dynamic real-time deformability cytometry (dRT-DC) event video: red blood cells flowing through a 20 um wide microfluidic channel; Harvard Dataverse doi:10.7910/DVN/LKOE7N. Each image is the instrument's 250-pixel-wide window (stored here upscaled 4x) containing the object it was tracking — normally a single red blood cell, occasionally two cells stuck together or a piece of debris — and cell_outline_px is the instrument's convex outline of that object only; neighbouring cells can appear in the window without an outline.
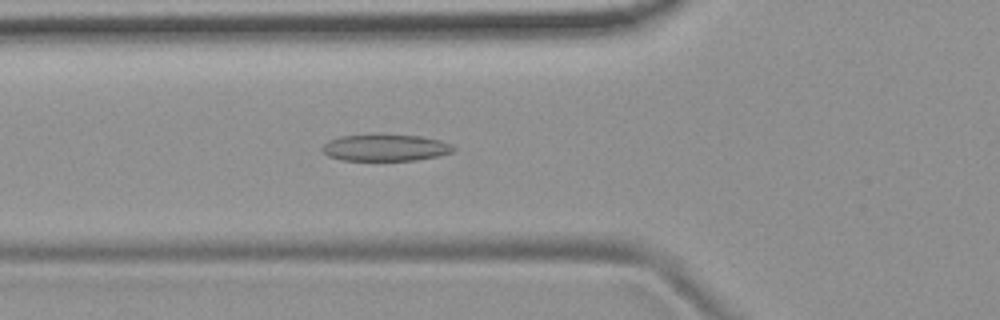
{"species": "common noctule bat (a hibernating species)", "species_latin": "Nyctalus noctula", "temperature_condition": "room temperature", "stored_images_in_passage": 54, "camera_frame_rate_fps": 3000, "um_per_image_px": 0.085, "animal": {"sex": "female", "body_mass_g": 19.9}, "frame": {"image": 1, "passage_image": 19, "time_ms": 6.0, "image_size_px": [1000, 320], "cell_outline_px": [[456, 148], [452, 152], [436, 156], [416, 160], [340, 160], [328, 156], [320, 148], [328, 140], [340, 136], [420, 136], [440, 140]], "centroid_in_image_um": [32.72, 12.58], "position_along_channel_um": 93.1, "area_um2": 19.83}}
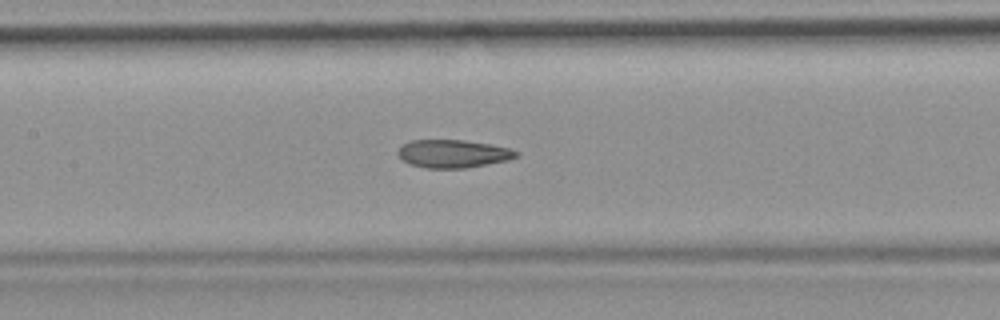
{"frame": {"image": 2, "passage_image": 25, "time_ms": 8.0, "image_size_px": [1000, 320], "cell_outline_px": [[520, 156], [508, 160], [468, 168], [424, 168], [408, 164], [396, 152], [404, 144], [412, 140], [464, 140], [488, 144], [508, 148], [520, 152]], "centroid_in_image_um": [38.53, 13.07], "position_along_channel_um": 168.9, "area_um2": 19.31}}
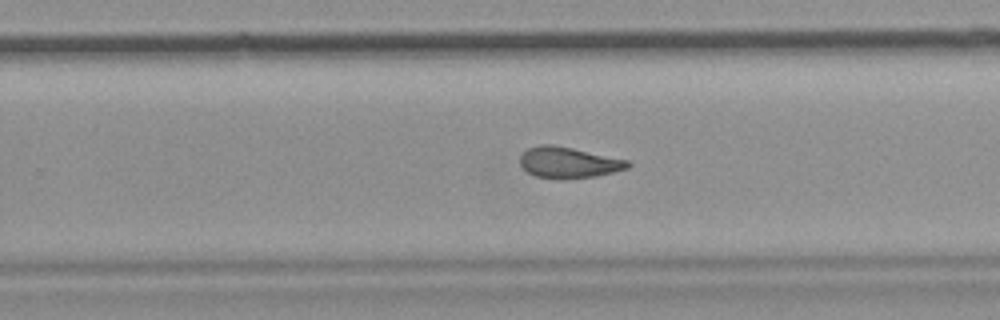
{"frame": {"image": 3, "passage_image": 34, "time_ms": 11.0, "image_size_px": [1000, 320], "cell_outline_px": [[632, 164], [628, 168], [596, 176], [564, 180], [556, 180], [536, 176], [528, 172], [520, 164], [520, 156], [528, 148], [540, 144], [552, 144], [572, 148], [628, 160]], "centroid_in_image_um": [48.31, 13.83], "position_along_channel_um": 281.5, "area_um2": 19.59}, "authors_computed_cell_mechanics": {"area_um2": 20.23, "velocity_mm_per_s": 3.7698, "shape_relaxation_time_tau1_ms": null, "shape_relaxation_time_tau2_ms": 2.2169, "deformation_change_tau1": null, "deformation_change_tau2": 0.0979}}